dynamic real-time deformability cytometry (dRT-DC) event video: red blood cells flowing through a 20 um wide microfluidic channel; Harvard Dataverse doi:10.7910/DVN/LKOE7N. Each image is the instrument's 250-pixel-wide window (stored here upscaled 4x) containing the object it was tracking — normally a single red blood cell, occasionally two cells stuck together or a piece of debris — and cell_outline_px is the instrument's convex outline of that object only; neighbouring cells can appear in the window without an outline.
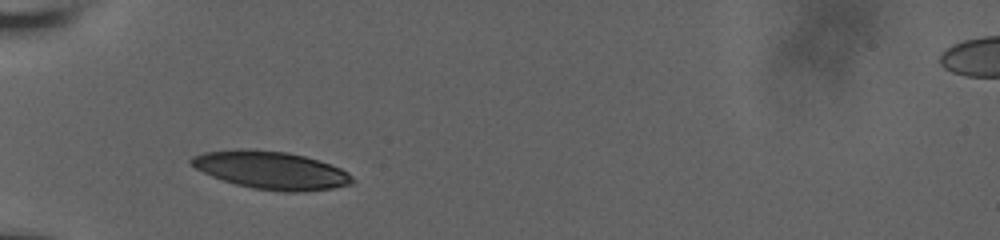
{"species": "human", "species_latin": "Homo sapiens", "temperature_condition": "room temperature", "stored_images_in_passage": 29, "camera_frame_rate_fps": 3000, "um_per_image_px": 0.085, "donor": {"sex": "male"}, "frame": {"image": 1, "passage_image": 1, "time_ms": 0.0, "image_size_px": [1000, 240], "cell_outline_px": [[356, 180], [352, 184], [332, 188], [296, 192], [284, 192], [252, 188], [236, 184], [212, 176], [188, 164], [188, 160], [192, 156], [204, 152], [240, 148], [288, 152], [304, 156], [340, 168], [348, 172]], "centroid_in_image_um": [23.02, 14.46], "position_along_channel_um": 62.0, "area_um2": 35.43}}
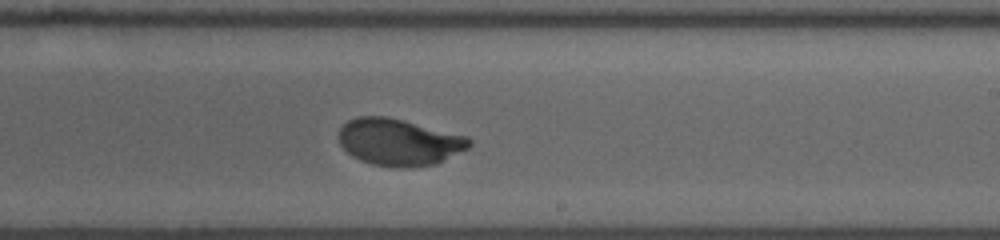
{"frame": {"image": 2, "passage_image": 17, "time_ms": 5.333, "image_size_px": [1000, 240], "cell_outline_px": [[472, 144], [468, 148], [436, 164], [412, 168], [396, 168], [372, 164], [360, 160], [352, 156], [340, 144], [340, 128], [348, 120], [356, 116], [384, 116], [404, 120], [468, 136], [472, 140]], "centroid_in_image_um": [33.94, 12.08], "position_along_channel_um": 255.1, "area_um2": 35.78}}
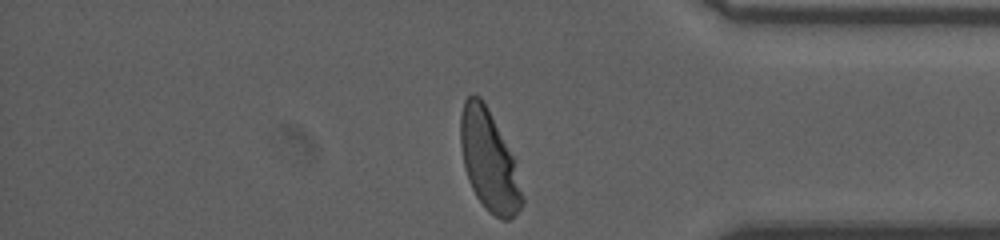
{"frame": {"image": 3, "passage_image": 29, "time_ms": 9.333, "image_size_px": [1000, 240], "cell_outline_px": [[524, 204], [508, 220], [500, 220], [488, 212], [476, 196], [468, 180], [464, 168], [460, 144], [460, 116], [464, 100], [472, 92], [480, 96], [516, 156], [524, 200]], "centroid_in_image_um": [41.59, 13.65], "position_along_channel_um": 393.6, "area_um2": 36.88}, "authors_computed_cell_mechanics": {"area_um2": 36.1828, "velocity_mm_per_s": 3.807, "shape_relaxation_time_tau1_ms": 3.734, "shape_relaxation_time_tau2_ms": null, "deformation_change_tau1": 0.1826, "deformation_change_tau2": null}}